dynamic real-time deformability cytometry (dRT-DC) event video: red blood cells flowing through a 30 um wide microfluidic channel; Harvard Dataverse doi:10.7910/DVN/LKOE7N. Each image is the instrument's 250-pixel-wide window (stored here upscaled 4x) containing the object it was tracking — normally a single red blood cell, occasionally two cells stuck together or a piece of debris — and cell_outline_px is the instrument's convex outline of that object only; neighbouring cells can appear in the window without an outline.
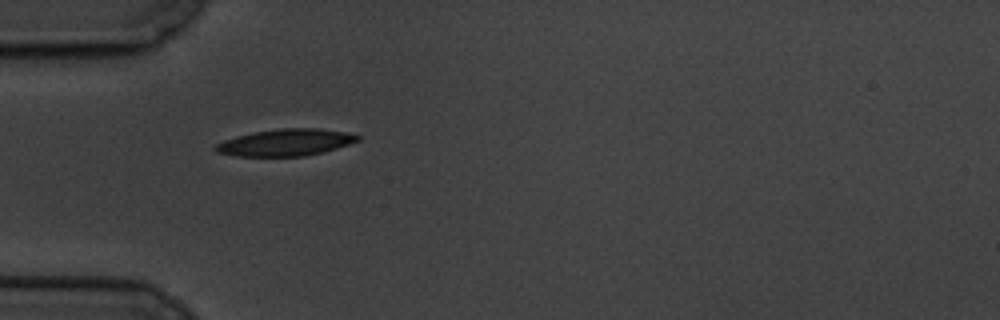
{"species": "common noctule bat (a hibernating species)", "species_latin": "Nyctalus noctula", "temperature_condition": "cold", "stored_images_in_passage": 3, "camera_frame_rate_fps": 3000, "um_per_image_px": 0.085, "animal": {"sex": "male", "body_mass_g": 19.5, "forearm_length_mm": 54.6}, "frame": {"image": 1, "passage_image": 1, "time_ms": 0.0, "image_size_px": [1000, 320], "cell_outline_px": [[360, 140], [324, 152], [304, 156], [236, 156], [216, 152], [212, 148], [216, 144], [224, 140], [236, 136], [256, 132], [280, 128], [320, 128], [344, 132], [360, 136]], "centroid_in_image_um": [24.26, 12.11], "position_along_channel_um": 60.7, "area_um2": 22.14}}
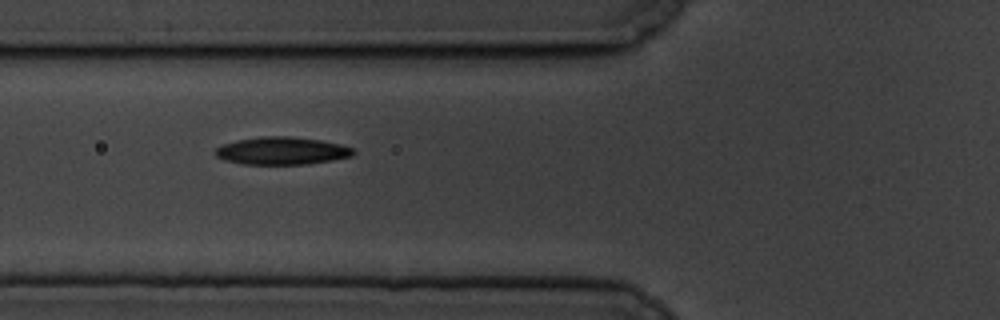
{"frame": {"image": 2, "passage_image": 2, "time_ms": 1.333, "image_size_px": [1000, 320], "cell_outline_px": [[356, 152], [352, 156], [332, 160], [308, 164], [244, 164], [224, 160], [216, 156], [212, 152], [216, 148], [224, 144], [236, 140], [260, 136], [288, 136], [320, 140], [340, 144], [356, 148]], "centroid_in_image_um": [23.96, 12.82], "position_along_channel_um": 101.8, "area_um2": 22.37}}
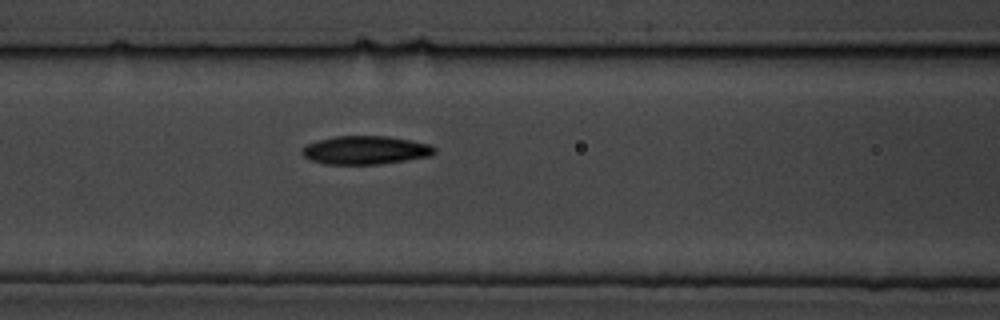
{"frame": {"image": 3, "passage_image": 3, "time_ms": 2.333, "image_size_px": [1000, 320], "cell_outline_px": [[436, 152], [432, 156], [380, 164], [324, 164], [312, 160], [304, 156], [300, 152], [308, 144], [316, 140], [336, 136], [388, 136], [412, 140], [432, 144], [436, 148]], "centroid_in_image_um": [31.12, 12.75], "position_along_channel_um": 135.5, "area_um2": 22.08}}